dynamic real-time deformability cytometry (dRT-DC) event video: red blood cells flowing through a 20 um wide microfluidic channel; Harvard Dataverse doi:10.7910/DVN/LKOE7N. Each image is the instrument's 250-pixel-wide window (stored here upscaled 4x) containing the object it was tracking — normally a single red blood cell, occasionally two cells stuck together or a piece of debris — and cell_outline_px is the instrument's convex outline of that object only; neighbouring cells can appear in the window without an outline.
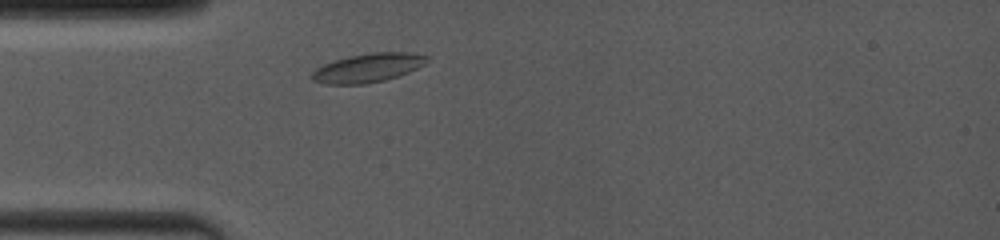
{"species": "common noctule bat (a hibernating species)", "species_latin": "Nyctalus noctula", "temperature_condition": "room temperature", "stored_images_in_passage": 15, "camera_frame_rate_fps": 4000, "um_per_image_px": 0.085, "animal": {"sex": "female", "body_mass_g": 19.0, "forearm_length_mm": 53.3}, "frame": {"image": 1, "passage_image": 6, "time_ms": 1.0, "image_size_px": [1000, 240], "cell_outline_px": [[428, 56], [424, 64], [408, 72], [384, 80], [364, 84], [324, 84], [312, 80], [308, 76], [316, 68], [324, 64], [348, 56], [376, 52], [408, 52]], "centroid_in_image_um": [31.21, 5.77], "position_along_channel_um": 53.8, "area_um2": 19.13}}
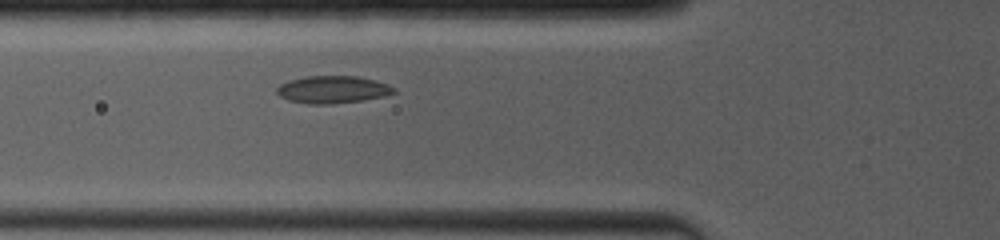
{"frame": {"image": 2, "passage_image": 13, "time_ms": 2.25, "image_size_px": [1000, 240], "cell_outline_px": [[396, 92], [384, 96], [360, 100], [332, 104], [308, 104], [288, 100], [280, 96], [276, 92], [276, 88], [280, 84], [288, 80], [308, 76], [356, 76], [388, 84], [396, 88]], "centroid_in_image_um": [28.25, 7.61], "position_along_channel_um": 97.6, "area_um2": 18.61}}